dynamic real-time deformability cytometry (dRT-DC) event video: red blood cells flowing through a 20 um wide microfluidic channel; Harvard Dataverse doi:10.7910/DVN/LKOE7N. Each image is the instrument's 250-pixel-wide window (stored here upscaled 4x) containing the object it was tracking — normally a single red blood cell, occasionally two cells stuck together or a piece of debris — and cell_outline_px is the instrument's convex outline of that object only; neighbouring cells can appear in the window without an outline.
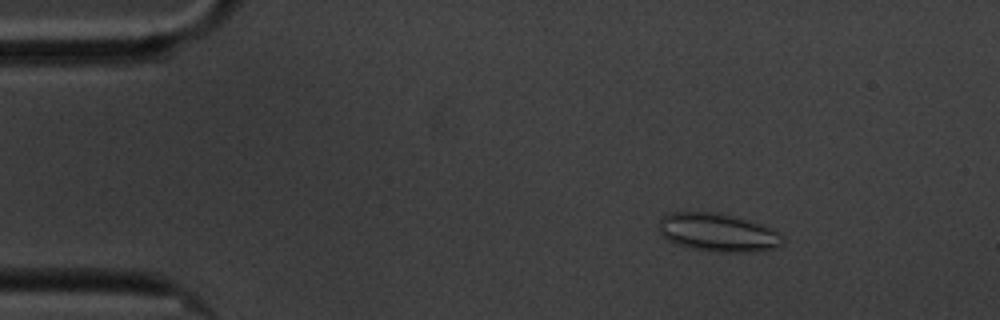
{"species": "common noctule bat (a hibernating species)", "species_latin": "Nyctalus noctula", "temperature_condition": "cold", "stored_images_in_passage": 59, "camera_frame_rate_fps": 3000, "um_per_image_px": 0.085, "animal": {"sex": "male", "body_mass_g": 20.1, "forearm_length_mm": 53.5}, "frame": {"image": 1, "passage_image": 9, "time_ms": 2.667, "image_size_px": [1000, 320], "cell_outline_px": [[784, 244], [772, 248], [756, 252], [720, 252], [692, 248], [676, 244], [668, 240], [660, 232], [656, 224], [664, 216], [672, 212], [716, 212], [764, 224], [784, 236]], "centroid_in_image_um": [61.04, 19.76], "position_along_channel_um": 24.0, "area_um2": 27.69}}
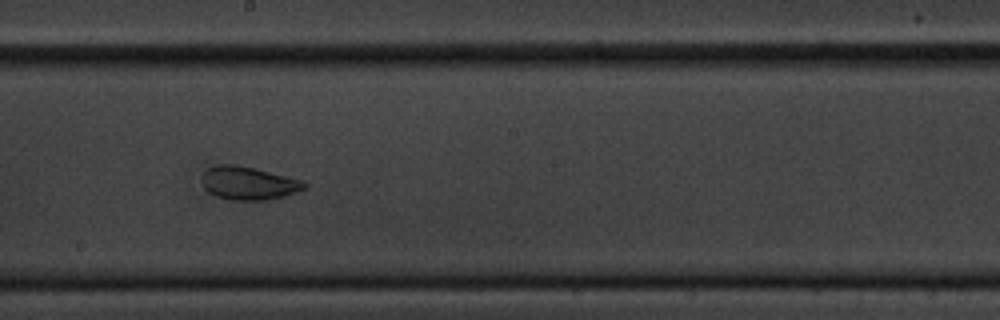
{"frame": {"image": 2, "passage_image": 33, "time_ms": 10.667, "image_size_px": [1000, 320], "cell_outline_px": [[308, 188], [284, 196], [268, 200], [228, 200], [216, 196], [208, 192], [204, 188], [200, 180], [204, 172], [208, 168], [216, 164], [236, 164], [256, 168], [304, 180], [308, 184]], "centroid_in_image_um": [21.13, 15.56], "position_along_channel_um": 227.1, "area_um2": 20.29}}
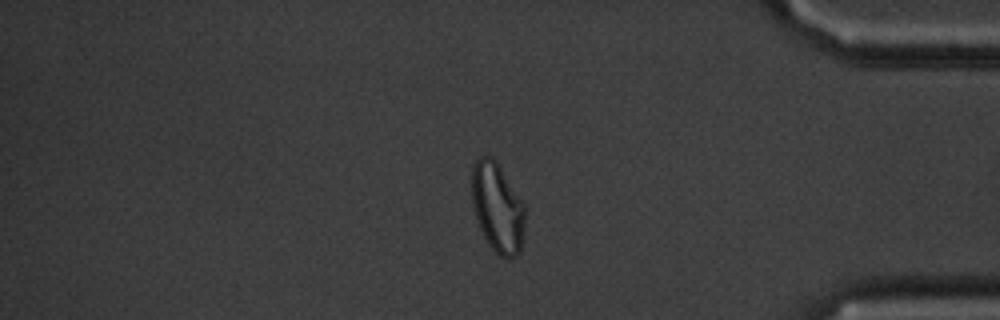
{"frame": {"image": 3, "passage_image": 50, "time_ms": 16.333, "image_size_px": [1000, 320], "cell_outline_px": [[524, 224], [520, 252], [516, 256], [508, 260], [500, 256], [488, 244], [476, 220], [472, 204], [472, 164], [480, 156], [488, 156], [496, 160], [524, 204]], "centroid_in_image_um": [42.27, 17.65], "position_along_channel_um": 392.9, "area_um2": 27.74}}